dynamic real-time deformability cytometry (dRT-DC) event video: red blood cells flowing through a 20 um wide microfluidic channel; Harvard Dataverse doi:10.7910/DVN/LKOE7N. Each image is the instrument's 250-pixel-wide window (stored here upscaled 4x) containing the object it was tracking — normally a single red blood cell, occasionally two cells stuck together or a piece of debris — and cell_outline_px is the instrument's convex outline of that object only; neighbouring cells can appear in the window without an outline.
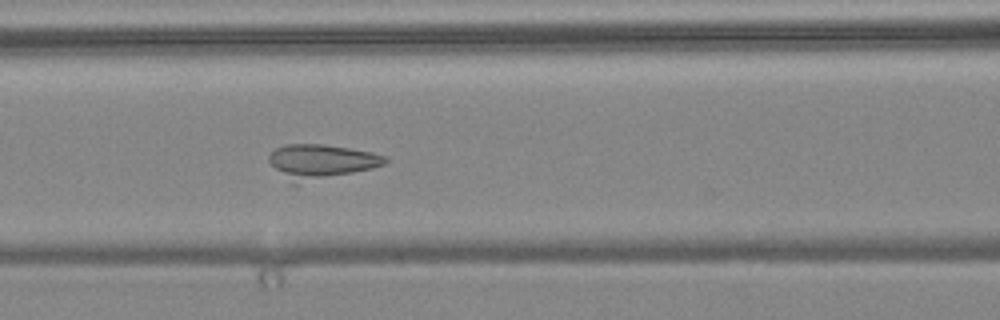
{"species": "common noctule bat (a hibernating species)", "species_latin": "Nyctalus noctula", "temperature_condition": "warm", "stored_images_in_passage": 6, "camera_frame_rate_fps": 3000, "um_per_image_px": 0.085, "animal": {"sex": "female", "body_mass_g": 24.6, "forearm_length_mm": 56.2}, "frame": {"image": 1, "passage_image": 6, "time_ms": 1.667, "image_size_px": [1000, 320], "cell_outline_px": [[388, 160], [384, 164], [372, 168], [296, 184], [292, 184], [268, 160], [268, 156], [276, 148], [284, 144], [324, 144], [372, 152], [388, 156]], "centroid_in_image_um": [27.3, 13.71], "position_along_channel_um": 139.3, "area_um2": 22.89}}